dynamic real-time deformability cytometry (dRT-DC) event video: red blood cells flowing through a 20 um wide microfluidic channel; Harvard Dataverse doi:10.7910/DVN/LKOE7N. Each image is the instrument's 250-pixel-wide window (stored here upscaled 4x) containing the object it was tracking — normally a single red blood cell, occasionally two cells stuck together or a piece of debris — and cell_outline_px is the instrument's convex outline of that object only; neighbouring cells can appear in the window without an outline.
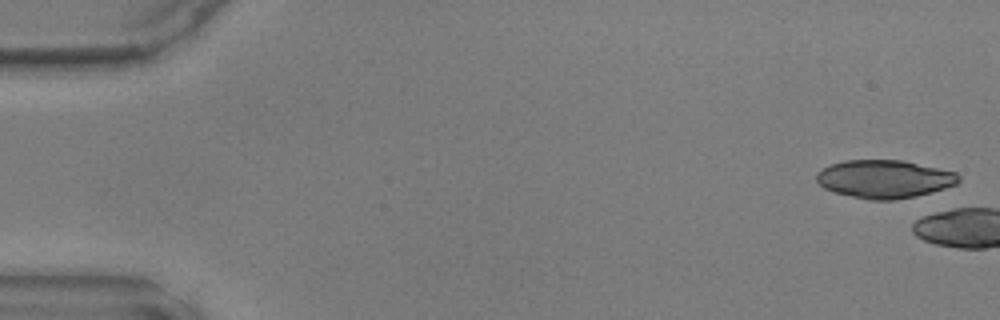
{"species": "common noctule bat (a hibernating species)", "species_latin": "Nyctalus noctula", "temperature_condition": "warm", "stored_images_in_passage": 4, "camera_frame_rate_fps": 3000, "um_per_image_px": 0.085, "animal": {"sex": "male", "body_mass_g": 17.9, "forearm_length_mm": 54.2}, "frame": {"image": 1, "passage_image": 1, "time_ms": 0.0, "image_size_px": [1000, 320], "cell_outline_px": [[960, 180], [956, 184], [944, 188], [916, 196], [896, 200], [868, 200], [836, 192], [824, 188], [816, 180], [816, 172], [832, 164], [844, 160], [904, 160], [956, 172], [960, 176]], "centroid_in_image_um": [75.18, 15.21], "position_along_channel_um": 9.8, "area_um2": 31.5}}